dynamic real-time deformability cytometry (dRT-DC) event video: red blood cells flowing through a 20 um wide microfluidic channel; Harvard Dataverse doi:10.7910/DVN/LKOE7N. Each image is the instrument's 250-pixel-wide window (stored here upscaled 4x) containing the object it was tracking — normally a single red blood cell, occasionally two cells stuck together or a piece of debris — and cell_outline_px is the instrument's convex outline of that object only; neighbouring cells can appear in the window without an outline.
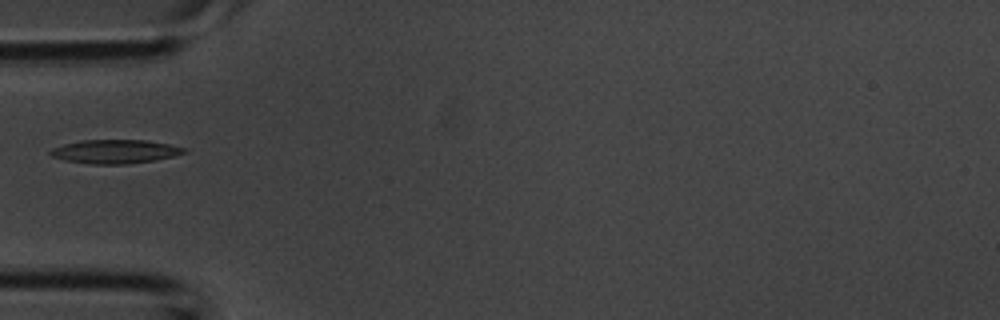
{"species": "common noctule bat (a hibernating species)", "species_latin": "Nyctalus noctula", "temperature_condition": "room temperature", "stored_images_in_passage": 4, "camera_frame_rate_fps": 3000, "um_per_image_px": 0.085, "animal": {"sex": "male", "body_mass_g": 20.1, "forearm_length_mm": 53.5}, "frame": {"image": 1, "passage_image": 4, "time_ms": 1.0, "image_size_px": [1000, 320], "cell_outline_px": [[188, 152], [176, 156], [156, 160], [128, 164], [92, 164], [68, 160], [52, 156], [48, 152], [52, 148], [64, 144], [84, 140], [144, 140], [168, 144], [188, 148]], "centroid_in_image_um": [9.86, 12.88], "position_along_channel_um": 75.1, "area_um2": 18.5}}